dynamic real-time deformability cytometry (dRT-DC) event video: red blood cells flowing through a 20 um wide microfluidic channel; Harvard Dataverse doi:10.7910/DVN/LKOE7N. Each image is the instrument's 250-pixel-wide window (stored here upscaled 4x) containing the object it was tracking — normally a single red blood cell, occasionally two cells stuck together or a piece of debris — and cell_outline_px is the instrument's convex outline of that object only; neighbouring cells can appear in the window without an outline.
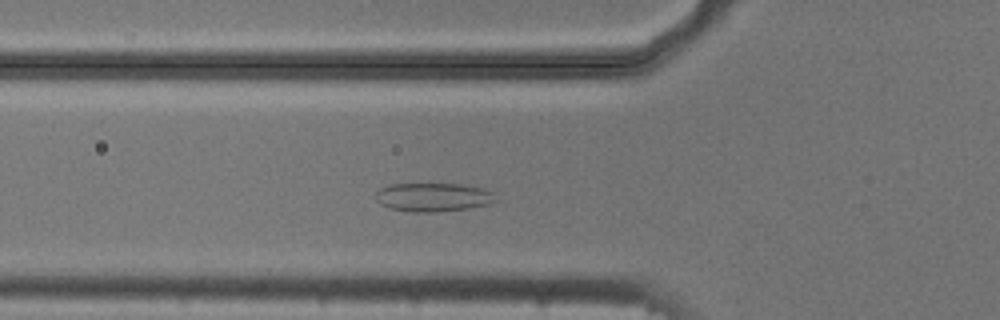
{"species": "common noctule bat (a hibernating species)", "species_latin": "Nyctalus noctula", "temperature_condition": "cold", "stored_images_in_passage": 50, "camera_frame_rate_fps": 3000, "um_per_image_px": 0.085, "animal": {"sex": "male", "body_mass_g": 20.5, "forearm_length_mm": 52.5}, "frame": {"image": 1, "passage_image": 15, "time_ms": 4.667, "image_size_px": [1000, 320], "cell_outline_px": [[496, 200], [488, 204], [468, 208], [436, 212], [412, 212], [392, 208], [380, 204], [376, 200], [376, 192], [380, 188], [392, 184], [460, 184], [484, 188], [492, 192]], "centroid_in_image_um": [36.81, 16.76], "position_along_channel_um": 89.0, "area_um2": 19.88}}
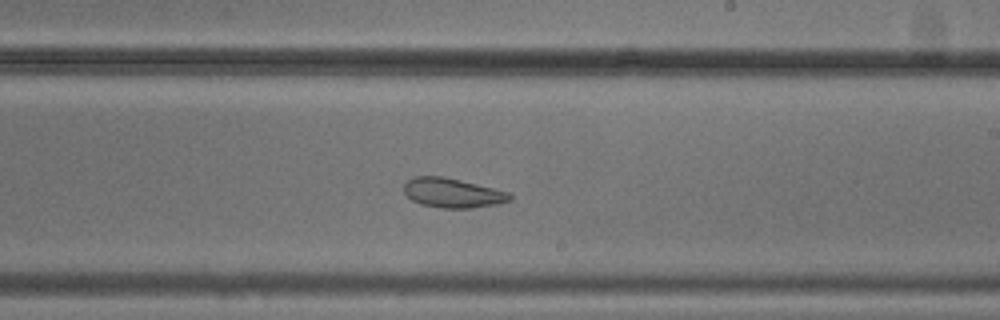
{"frame": {"image": 2, "passage_image": 28, "time_ms": 9.0, "image_size_px": [1000, 320], "cell_outline_px": [[512, 200], [496, 204], [472, 208], [440, 208], [420, 204], [412, 200], [404, 192], [404, 184], [408, 180], [416, 176], [440, 176], [460, 180], [508, 192], [512, 196]], "centroid_in_image_um": [38.45, 16.41], "position_along_channel_um": 250.6, "area_um2": 18.03}}
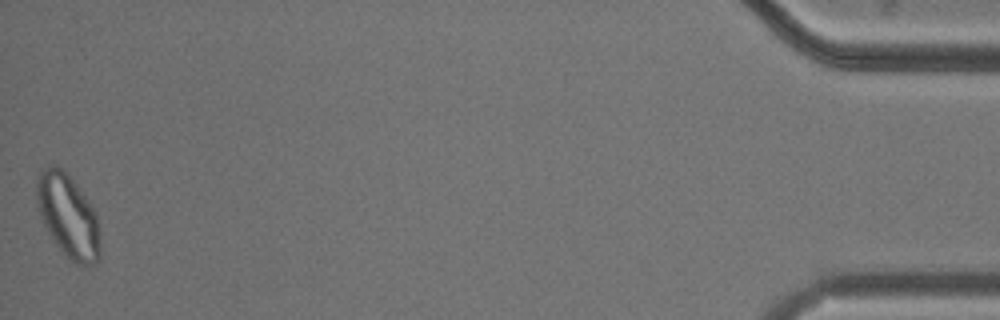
{"frame": {"image": 3, "passage_image": 50, "time_ms": 16.333, "image_size_px": [1000, 320], "cell_outline_px": [[100, 260], [96, 264], [88, 268], [84, 268], [68, 260], [52, 240], [44, 224], [36, 204], [36, 180], [40, 172], [48, 164], [56, 164], [76, 184], [96, 212], [100, 236]], "centroid_in_image_um": [5.8, 18.43], "position_along_channel_um": 429.4, "area_um2": 31.39}, "authors_computed_cell_mechanics": {"area_um2": 24.6517, "velocity_mm_per_s": 3.7104, "shape_relaxation_time_tau1_ms": null, "shape_relaxation_time_tau2_ms": 2.7048, "deformation_change_tau1": null, "deformation_change_tau2": 0.0898}}